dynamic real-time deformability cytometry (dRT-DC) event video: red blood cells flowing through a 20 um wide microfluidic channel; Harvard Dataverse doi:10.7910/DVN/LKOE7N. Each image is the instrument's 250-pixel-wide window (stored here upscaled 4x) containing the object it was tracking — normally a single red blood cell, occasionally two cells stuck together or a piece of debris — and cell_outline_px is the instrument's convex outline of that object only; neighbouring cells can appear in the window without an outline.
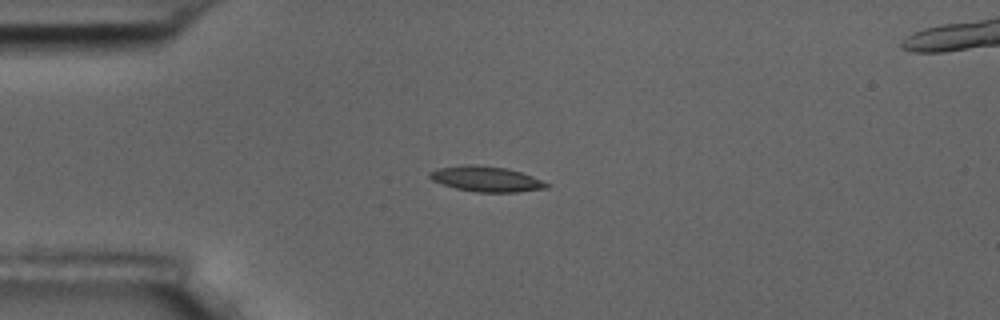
{"species": "common noctule bat (a hibernating species)", "species_latin": "Nyctalus noctula", "temperature_condition": "room temperature", "stored_images_in_passage": 9, "camera_frame_rate_fps": 3000, "um_per_image_px": 0.085, "animal": {"sex": "male", "body_mass_g": 17.5, "forearm_length_mm": 52.3}, "frame": {"image": 1, "passage_image": 3, "time_ms": 3.0, "image_size_px": [1000, 320], "cell_outline_px": [[548, 188], [516, 192], [476, 192], [456, 188], [432, 180], [428, 176], [428, 172], [436, 168], [460, 164], [476, 164], [504, 168], [520, 172], [532, 176], [548, 184]], "centroid_in_image_um": [41.26, 15.2], "position_along_channel_um": 43.7, "area_um2": 17.22}}
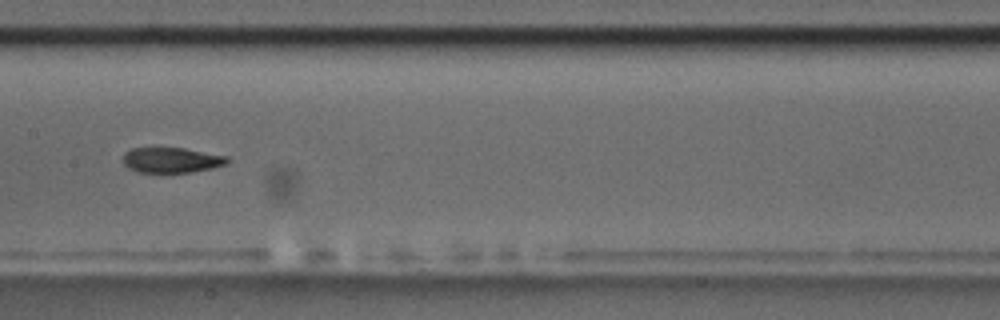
{"frame": {"image": 2, "passage_image": 7, "time_ms": 7.667, "image_size_px": [1000, 320], "cell_outline_px": [[232, 160], [228, 164], [212, 168], [192, 172], [136, 172], [128, 168], [124, 164], [124, 152], [132, 148], [184, 148], [228, 156]], "centroid_in_image_um": [14.62, 13.61], "position_along_channel_um": 192.8, "area_um2": 15.49}}
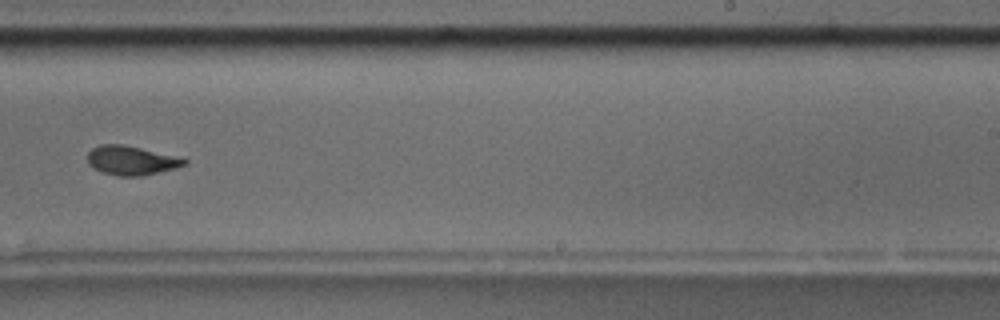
{"frame": {"image": 3, "passage_image": 9, "time_ms": 10.0, "image_size_px": [1000, 320], "cell_outline_px": [[188, 160], [184, 164], [176, 168], [140, 176], [116, 176], [92, 168], [88, 164], [88, 152], [92, 148], [100, 144], [124, 144]], "centroid_in_image_um": [11.08, 13.64], "position_along_channel_um": 277.9, "area_um2": 16.13}}